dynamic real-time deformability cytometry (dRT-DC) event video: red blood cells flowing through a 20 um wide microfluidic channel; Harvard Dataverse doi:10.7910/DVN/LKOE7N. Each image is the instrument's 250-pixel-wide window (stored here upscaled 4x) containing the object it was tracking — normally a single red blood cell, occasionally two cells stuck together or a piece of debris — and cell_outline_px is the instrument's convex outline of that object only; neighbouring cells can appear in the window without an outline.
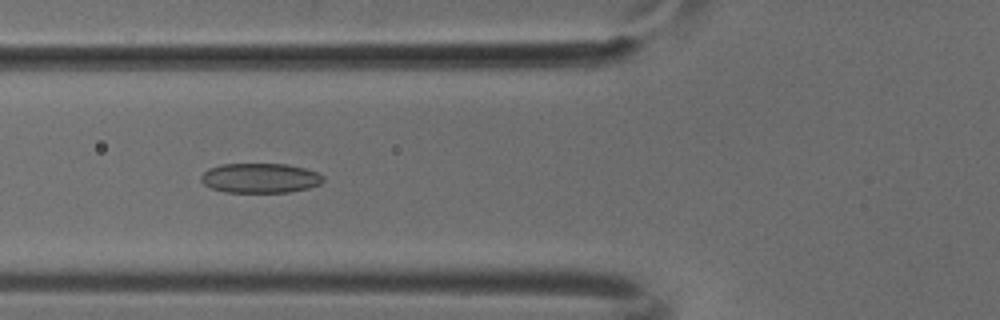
{"species": "common noctule bat (a hibernating species)", "species_latin": "Nyctalus noctula", "temperature_condition": "cold", "stored_images_in_passage": 36, "camera_frame_rate_fps": 3000, "um_per_image_px": 0.085, "animal": {"sex": "male", "body_mass_g": 18.8}, "frame": {"image": 1, "passage_image": 4, "time_ms": 1.0, "image_size_px": [1000, 320], "cell_outline_px": [[324, 180], [320, 184], [308, 188], [288, 192], [224, 192], [212, 188], [204, 184], [200, 180], [200, 176], [208, 168], [220, 164], [288, 164], [320, 172], [324, 176]], "centroid_in_image_um": [22.12, 15.13], "position_along_channel_um": 103.7, "area_um2": 21.33}}
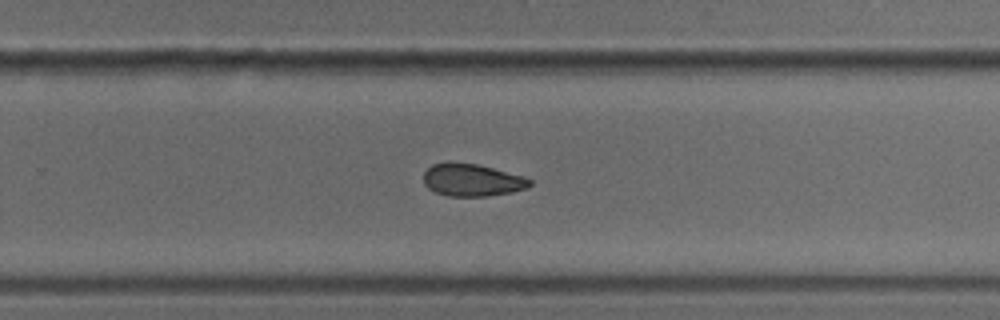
{"frame": {"image": 2, "passage_image": 18, "time_ms": 5.667, "image_size_px": [1000, 320], "cell_outline_px": [[532, 184], [528, 188], [512, 192], [488, 196], [448, 196], [436, 192], [428, 188], [424, 184], [424, 172], [432, 164], [448, 160], [476, 164], [524, 176], [532, 180]], "centroid_in_image_um": [40.11, 15.29], "position_along_channel_um": 289.7, "area_um2": 20.35}}
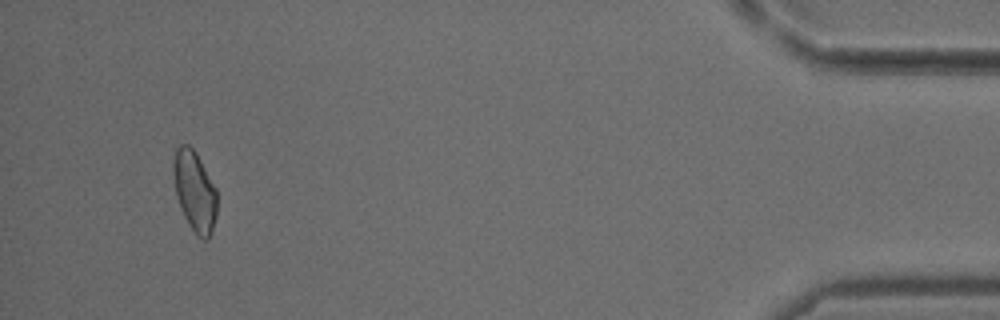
{"frame": {"image": 3, "passage_image": 33, "time_ms": 10.667, "image_size_px": [1000, 320], "cell_outline_px": [[216, 216], [208, 240], [204, 240], [196, 236], [188, 224], [184, 216], [176, 196], [172, 172], [172, 164], [176, 148], [180, 144], [188, 144], [196, 152], [216, 188]], "centroid_in_image_um": [16.52, 16.24], "position_along_channel_um": 418.7, "area_um2": 20.58}}